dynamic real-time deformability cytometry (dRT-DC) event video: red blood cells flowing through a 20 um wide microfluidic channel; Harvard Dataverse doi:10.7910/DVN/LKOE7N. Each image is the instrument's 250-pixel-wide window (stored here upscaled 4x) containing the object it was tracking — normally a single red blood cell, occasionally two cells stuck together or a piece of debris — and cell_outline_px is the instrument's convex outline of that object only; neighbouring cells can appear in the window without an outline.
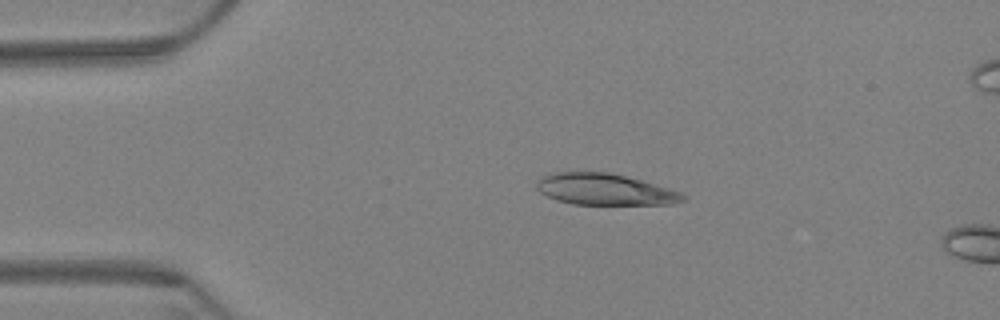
{"species": "Egyptian fruit bat (a non-hibernating species)", "species_latin": "Rousettus aegyptiacus", "temperature_condition": "warm", "stored_images_in_passage": 4, "camera_frame_rate_fps": 3000, "um_per_image_px": 0.085, "animal": {"sex": "female"}, "frame": {"image": 1, "passage_image": 3, "time_ms": 0.667, "image_size_px": [1000, 320], "cell_outline_px": [[688, 196], [684, 200], [672, 204], [572, 204], [556, 200], [540, 192], [536, 188], [536, 184], [544, 176], [556, 172], [608, 172], [644, 180], [680, 192]], "centroid_in_image_um": [51.44, 16.1], "position_along_channel_um": 33.6, "area_um2": 26.65}}